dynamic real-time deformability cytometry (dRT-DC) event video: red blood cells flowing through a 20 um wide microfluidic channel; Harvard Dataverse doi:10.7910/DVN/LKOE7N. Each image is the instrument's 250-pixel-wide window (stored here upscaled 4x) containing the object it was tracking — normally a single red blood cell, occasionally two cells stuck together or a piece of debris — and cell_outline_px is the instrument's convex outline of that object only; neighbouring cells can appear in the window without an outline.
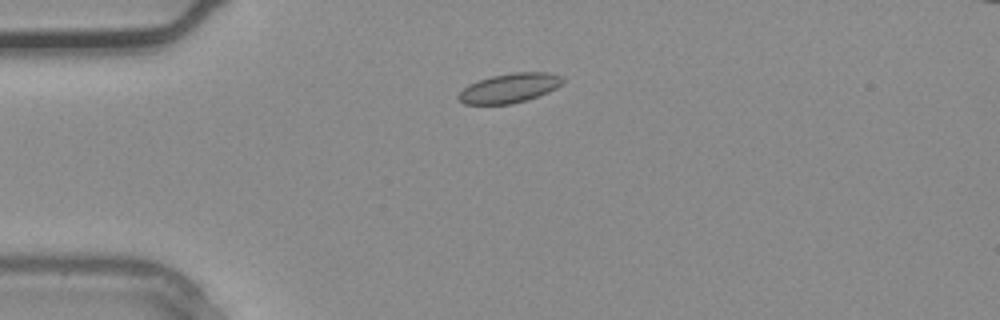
{"species": "common noctule bat (a hibernating species)", "species_latin": "Nyctalus noctula", "temperature_condition": "warm", "stored_images_in_passage": 2, "camera_frame_rate_fps": 3000, "um_per_image_px": 0.085, "animal": {"sex": "male", "body_mass_g": 20.4}, "frame": {"image": 1, "passage_image": 1, "time_ms": 0.0, "image_size_px": [1000, 320], "cell_outline_px": [[564, 80], [556, 88], [548, 92], [512, 104], [464, 104], [456, 96], [468, 84], [492, 76], [512, 72], [548, 72], [564, 76]], "centroid_in_image_um": [43.31, 7.47], "position_along_channel_um": 41.7, "area_um2": 17.74}}
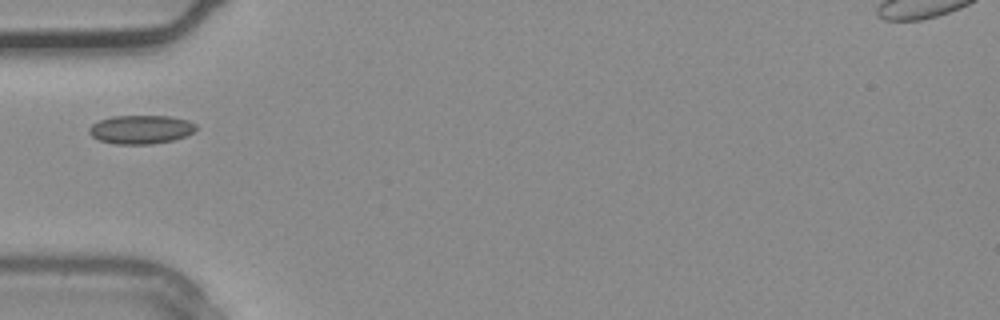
{"frame": {"image": 2, "passage_image": 2, "time_ms": 0.333, "image_size_px": [1000, 320], "cell_outline_px": [[196, 128], [192, 132], [184, 136], [172, 140], [152, 144], [116, 144], [100, 140], [92, 136], [88, 132], [88, 128], [92, 124], [100, 120], [112, 116], [168, 116], [188, 120], [196, 124]], "centroid_in_image_um": [11.95, 11.0], "position_along_channel_um": 73.1, "area_um2": 17.74}}